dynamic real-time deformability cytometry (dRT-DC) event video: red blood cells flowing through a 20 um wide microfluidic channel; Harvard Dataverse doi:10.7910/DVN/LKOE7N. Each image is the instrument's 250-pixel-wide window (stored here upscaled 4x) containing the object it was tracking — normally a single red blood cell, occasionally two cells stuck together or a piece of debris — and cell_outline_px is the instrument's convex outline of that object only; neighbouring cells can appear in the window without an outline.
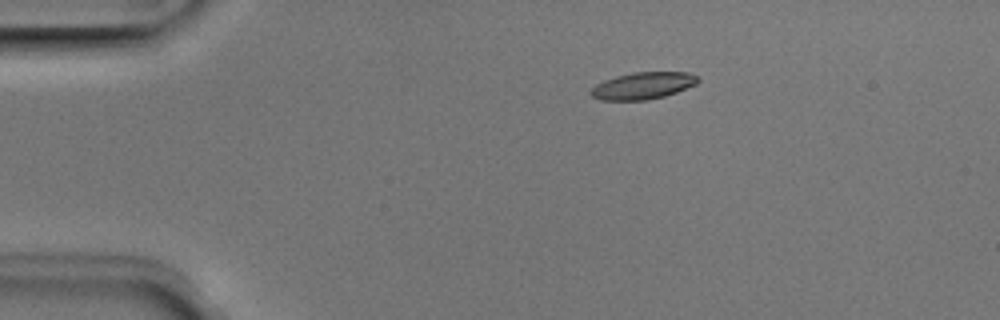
{"species": "Egyptian fruit bat (a non-hibernating species)", "species_latin": "Rousettus aegyptiacus", "temperature_condition": "room temperature", "stored_images_in_passage": 2, "camera_frame_rate_fps": 3000, "um_per_image_px": 0.085, "animal": {"sex": "male"}, "frame": {"image": 1, "passage_image": 1, "time_ms": 0.0, "image_size_px": [1000, 320], "cell_outline_px": [[700, 80], [696, 84], [676, 92], [664, 96], [644, 100], [600, 100], [592, 96], [588, 92], [596, 84], [604, 80], [616, 76], [632, 72], [688, 72], [696, 76]], "centroid_in_image_um": [54.62, 7.28], "position_along_channel_um": 30.4, "area_um2": 16.76}}